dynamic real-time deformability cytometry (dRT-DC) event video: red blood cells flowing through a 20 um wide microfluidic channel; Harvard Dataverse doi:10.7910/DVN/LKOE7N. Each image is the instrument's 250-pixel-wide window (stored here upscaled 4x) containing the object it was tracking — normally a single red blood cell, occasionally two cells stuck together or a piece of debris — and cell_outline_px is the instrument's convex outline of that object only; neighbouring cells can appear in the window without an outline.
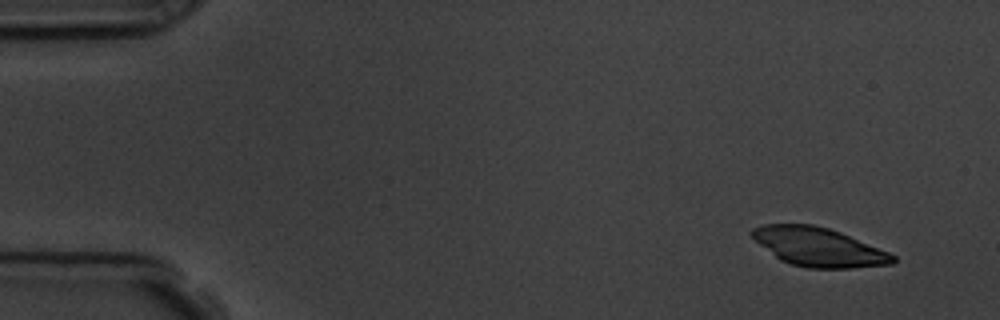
{"species": "common noctule bat (a hibernating species)", "species_latin": "Nyctalus noctula", "temperature_condition": "room temperature", "stored_images_in_passage": 7, "camera_frame_rate_fps": 3000, "um_per_image_px": 0.085, "animal": {"sex": "male", "body_mass_g": 19.5, "forearm_length_mm": 54.6}, "frame": {"image": 1, "passage_image": 1, "time_ms": 0.0, "image_size_px": [1000, 320], "cell_outline_px": [[896, 260], [892, 264], [852, 268], [808, 268], [792, 264], [780, 260], [760, 244], [748, 232], [752, 228], [764, 224], [812, 224], [828, 228], [840, 232], [888, 252], [896, 256]], "centroid_in_image_um": [69.57, 20.99], "position_along_channel_um": 15.4, "area_um2": 31.56}}